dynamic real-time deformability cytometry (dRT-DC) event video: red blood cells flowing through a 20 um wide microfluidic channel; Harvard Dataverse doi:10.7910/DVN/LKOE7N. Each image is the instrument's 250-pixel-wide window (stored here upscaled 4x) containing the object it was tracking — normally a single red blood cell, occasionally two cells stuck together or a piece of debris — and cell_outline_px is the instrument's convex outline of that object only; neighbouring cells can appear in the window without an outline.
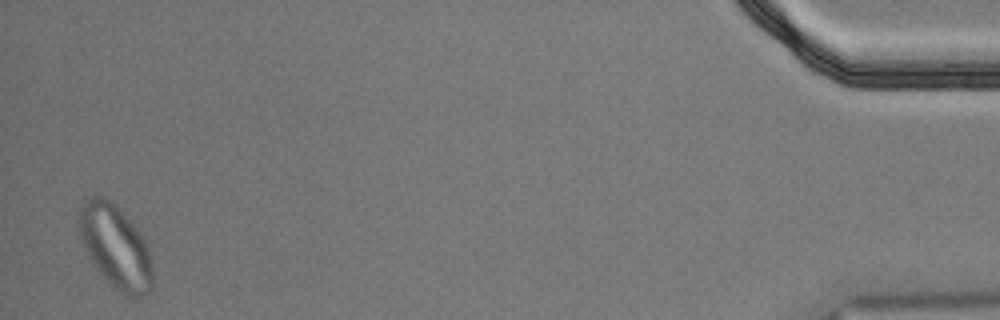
{"species": "Egyptian fruit bat (a non-hibernating species)", "species_latin": "Rousettus aegyptiacus", "temperature_condition": "cold", "stored_images_in_passage": 56, "segment_of_instrument_passage": [2, 2], "camera_frame_rate_fps": 3000, "um_per_image_px": 0.085, "animal": {"sex": "male"}, "frame": {"image": 1, "passage_image": 55, "time_ms": 18.0, "image_size_px": [1000, 320], "cell_outline_px": [[152, 292], [136, 300], [132, 300], [120, 292], [100, 272], [92, 260], [80, 236], [76, 220], [80, 208], [84, 200], [88, 196], [104, 196], [112, 200], [116, 204], [140, 232], [148, 248], [152, 264]], "centroid_in_image_um": [9.84, 20.96], "position_along_channel_um": 425.4, "area_um2": 35.95}}